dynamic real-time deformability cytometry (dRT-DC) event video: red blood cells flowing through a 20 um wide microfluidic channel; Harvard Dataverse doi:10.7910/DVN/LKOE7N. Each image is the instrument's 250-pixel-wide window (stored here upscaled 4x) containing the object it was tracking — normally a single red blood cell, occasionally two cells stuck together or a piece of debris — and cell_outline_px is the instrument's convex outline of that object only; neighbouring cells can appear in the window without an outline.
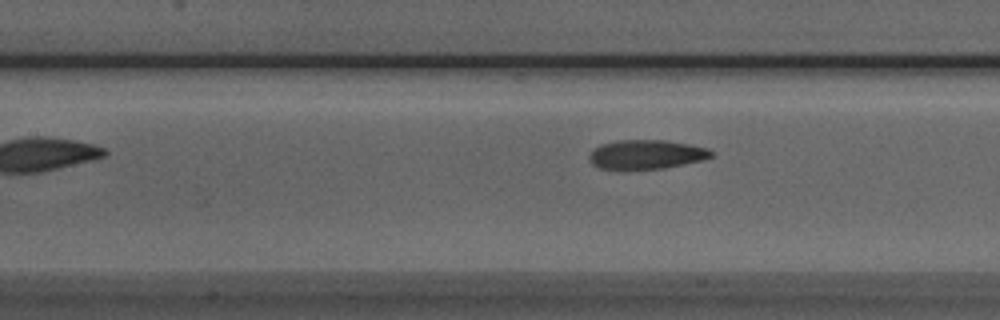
{"species": "Egyptian fruit bat (a non-hibernating species)", "species_latin": "Rousettus aegyptiacus", "temperature_condition": "room temperature", "stored_images_in_passage": 8, "camera_frame_rate_fps": 3000, "um_per_image_px": 0.085, "animal": {"sex": "male"}, "frame": {"image": 1, "passage_image": 8, "time_ms": 9.0, "image_size_px": [1000, 320], "cell_outline_px": [[716, 156], [704, 160], [664, 168], [624, 172], [600, 168], [592, 164], [588, 160], [588, 156], [592, 148], [600, 144], [620, 140], [668, 140], [708, 148], [716, 152]], "centroid_in_image_um": [54.92, 13.16], "position_along_channel_um": 152.5, "area_um2": 21.79}}